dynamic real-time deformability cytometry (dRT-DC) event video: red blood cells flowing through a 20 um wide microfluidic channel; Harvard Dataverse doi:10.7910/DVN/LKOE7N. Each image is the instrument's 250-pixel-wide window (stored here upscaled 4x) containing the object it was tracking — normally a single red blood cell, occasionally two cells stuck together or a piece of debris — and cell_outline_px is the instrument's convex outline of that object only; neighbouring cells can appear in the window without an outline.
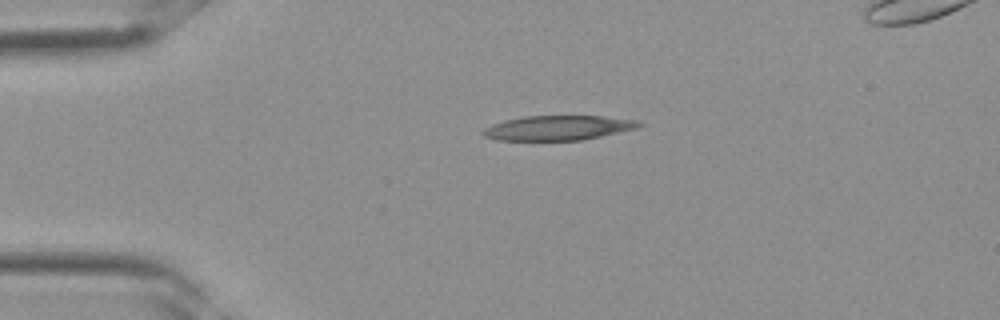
{"species": "Egyptian fruit bat (a non-hibernating species)", "species_latin": "Rousettus aegyptiacus", "temperature_condition": "room temperature", "stored_images_in_passage": 2, "camera_frame_rate_fps": 3000, "um_per_image_px": 0.085, "frame": {"image": 1, "passage_image": 1, "time_ms": 0.0, "image_size_px": [1000, 320], "cell_outline_px": [[644, 124], [636, 128], [584, 140], [496, 140], [484, 136], [480, 132], [484, 128], [492, 124], [504, 120], [524, 116], [604, 116], [636, 120]], "centroid_in_image_um": [47.4, 10.87], "position_along_channel_um": 37.6, "area_um2": 22.43}}